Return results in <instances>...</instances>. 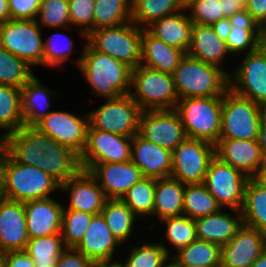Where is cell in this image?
I'll list each match as a JSON object with an SVG mask.
<instances>
[{"instance_id":"cell-62","label":"cell","mask_w":266,"mask_h":267,"mask_svg":"<svg viewBox=\"0 0 266 267\" xmlns=\"http://www.w3.org/2000/svg\"><path fill=\"white\" fill-rule=\"evenodd\" d=\"M251 267H266V249L257 258V260L251 265Z\"/></svg>"},{"instance_id":"cell-42","label":"cell","mask_w":266,"mask_h":267,"mask_svg":"<svg viewBox=\"0 0 266 267\" xmlns=\"http://www.w3.org/2000/svg\"><path fill=\"white\" fill-rule=\"evenodd\" d=\"M93 214L63 209L60 234L66 248H75L83 238Z\"/></svg>"},{"instance_id":"cell-48","label":"cell","mask_w":266,"mask_h":267,"mask_svg":"<svg viewBox=\"0 0 266 267\" xmlns=\"http://www.w3.org/2000/svg\"><path fill=\"white\" fill-rule=\"evenodd\" d=\"M58 35L65 37V40L67 42V44H66L67 46L65 45L63 47L62 45L58 44V41H59L57 39V38H59ZM61 36H60V38H62ZM43 45H44L43 65H47V66H53V67L56 66L57 67V66L61 65V63L68 60L69 55L73 51L72 39L68 38V36L66 34H63V33L52 34V36H49L47 41L43 42Z\"/></svg>"},{"instance_id":"cell-19","label":"cell","mask_w":266,"mask_h":267,"mask_svg":"<svg viewBox=\"0 0 266 267\" xmlns=\"http://www.w3.org/2000/svg\"><path fill=\"white\" fill-rule=\"evenodd\" d=\"M70 193L67 208L97 215L102 212L107 200L102 188L89 171L80 170L75 176L60 185V190Z\"/></svg>"},{"instance_id":"cell-54","label":"cell","mask_w":266,"mask_h":267,"mask_svg":"<svg viewBox=\"0 0 266 267\" xmlns=\"http://www.w3.org/2000/svg\"><path fill=\"white\" fill-rule=\"evenodd\" d=\"M212 28L214 32L224 41H227V37L230 33V26L231 23L228 18H222L218 20L217 22L213 23Z\"/></svg>"},{"instance_id":"cell-32","label":"cell","mask_w":266,"mask_h":267,"mask_svg":"<svg viewBox=\"0 0 266 267\" xmlns=\"http://www.w3.org/2000/svg\"><path fill=\"white\" fill-rule=\"evenodd\" d=\"M172 260L179 266L221 267V247L196 239L177 251Z\"/></svg>"},{"instance_id":"cell-37","label":"cell","mask_w":266,"mask_h":267,"mask_svg":"<svg viewBox=\"0 0 266 267\" xmlns=\"http://www.w3.org/2000/svg\"><path fill=\"white\" fill-rule=\"evenodd\" d=\"M93 30L131 21V0H95Z\"/></svg>"},{"instance_id":"cell-49","label":"cell","mask_w":266,"mask_h":267,"mask_svg":"<svg viewBox=\"0 0 266 267\" xmlns=\"http://www.w3.org/2000/svg\"><path fill=\"white\" fill-rule=\"evenodd\" d=\"M11 20H36L41 0H8Z\"/></svg>"},{"instance_id":"cell-58","label":"cell","mask_w":266,"mask_h":267,"mask_svg":"<svg viewBox=\"0 0 266 267\" xmlns=\"http://www.w3.org/2000/svg\"><path fill=\"white\" fill-rule=\"evenodd\" d=\"M10 20V9L8 0H0V24Z\"/></svg>"},{"instance_id":"cell-43","label":"cell","mask_w":266,"mask_h":267,"mask_svg":"<svg viewBox=\"0 0 266 267\" xmlns=\"http://www.w3.org/2000/svg\"><path fill=\"white\" fill-rule=\"evenodd\" d=\"M161 221L167 224L165 236L177 251L197 239L195 219L182 214Z\"/></svg>"},{"instance_id":"cell-60","label":"cell","mask_w":266,"mask_h":267,"mask_svg":"<svg viewBox=\"0 0 266 267\" xmlns=\"http://www.w3.org/2000/svg\"><path fill=\"white\" fill-rule=\"evenodd\" d=\"M5 149L0 143V198H2L3 190V163H4Z\"/></svg>"},{"instance_id":"cell-52","label":"cell","mask_w":266,"mask_h":267,"mask_svg":"<svg viewBox=\"0 0 266 267\" xmlns=\"http://www.w3.org/2000/svg\"><path fill=\"white\" fill-rule=\"evenodd\" d=\"M231 24L234 26H245V29L250 32H259L260 25L254 20L246 9L234 13L228 17Z\"/></svg>"},{"instance_id":"cell-4","label":"cell","mask_w":266,"mask_h":267,"mask_svg":"<svg viewBox=\"0 0 266 267\" xmlns=\"http://www.w3.org/2000/svg\"><path fill=\"white\" fill-rule=\"evenodd\" d=\"M60 184L36 166L14 161L5 151L2 197L22 203L49 198Z\"/></svg>"},{"instance_id":"cell-56","label":"cell","mask_w":266,"mask_h":267,"mask_svg":"<svg viewBox=\"0 0 266 267\" xmlns=\"http://www.w3.org/2000/svg\"><path fill=\"white\" fill-rule=\"evenodd\" d=\"M257 142L264 161H266V124L259 125Z\"/></svg>"},{"instance_id":"cell-59","label":"cell","mask_w":266,"mask_h":267,"mask_svg":"<svg viewBox=\"0 0 266 267\" xmlns=\"http://www.w3.org/2000/svg\"><path fill=\"white\" fill-rule=\"evenodd\" d=\"M259 48L266 53V23H262L259 29Z\"/></svg>"},{"instance_id":"cell-17","label":"cell","mask_w":266,"mask_h":267,"mask_svg":"<svg viewBox=\"0 0 266 267\" xmlns=\"http://www.w3.org/2000/svg\"><path fill=\"white\" fill-rule=\"evenodd\" d=\"M266 249V234L243 225L221 247V267H251Z\"/></svg>"},{"instance_id":"cell-28","label":"cell","mask_w":266,"mask_h":267,"mask_svg":"<svg viewBox=\"0 0 266 267\" xmlns=\"http://www.w3.org/2000/svg\"><path fill=\"white\" fill-rule=\"evenodd\" d=\"M227 53L226 42L214 32L211 25L193 24L187 55L220 67Z\"/></svg>"},{"instance_id":"cell-16","label":"cell","mask_w":266,"mask_h":267,"mask_svg":"<svg viewBox=\"0 0 266 267\" xmlns=\"http://www.w3.org/2000/svg\"><path fill=\"white\" fill-rule=\"evenodd\" d=\"M35 127L80 156L86 145L89 115L82 119L69 112L55 110Z\"/></svg>"},{"instance_id":"cell-50","label":"cell","mask_w":266,"mask_h":267,"mask_svg":"<svg viewBox=\"0 0 266 267\" xmlns=\"http://www.w3.org/2000/svg\"><path fill=\"white\" fill-rule=\"evenodd\" d=\"M97 264L74 248H67L57 259L55 267H95Z\"/></svg>"},{"instance_id":"cell-55","label":"cell","mask_w":266,"mask_h":267,"mask_svg":"<svg viewBox=\"0 0 266 267\" xmlns=\"http://www.w3.org/2000/svg\"><path fill=\"white\" fill-rule=\"evenodd\" d=\"M220 1L222 3V10L224 17L226 18L244 9L240 4H238V2H233L231 0H220Z\"/></svg>"},{"instance_id":"cell-53","label":"cell","mask_w":266,"mask_h":267,"mask_svg":"<svg viewBox=\"0 0 266 267\" xmlns=\"http://www.w3.org/2000/svg\"><path fill=\"white\" fill-rule=\"evenodd\" d=\"M245 9L259 25L266 21V0H249Z\"/></svg>"},{"instance_id":"cell-20","label":"cell","mask_w":266,"mask_h":267,"mask_svg":"<svg viewBox=\"0 0 266 267\" xmlns=\"http://www.w3.org/2000/svg\"><path fill=\"white\" fill-rule=\"evenodd\" d=\"M28 240L24 203L0 198V252L24 250Z\"/></svg>"},{"instance_id":"cell-35","label":"cell","mask_w":266,"mask_h":267,"mask_svg":"<svg viewBox=\"0 0 266 267\" xmlns=\"http://www.w3.org/2000/svg\"><path fill=\"white\" fill-rule=\"evenodd\" d=\"M61 234L29 238L25 251L33 259L35 267H55L57 259L66 250Z\"/></svg>"},{"instance_id":"cell-61","label":"cell","mask_w":266,"mask_h":267,"mask_svg":"<svg viewBox=\"0 0 266 267\" xmlns=\"http://www.w3.org/2000/svg\"><path fill=\"white\" fill-rule=\"evenodd\" d=\"M260 124H266V100L257 104Z\"/></svg>"},{"instance_id":"cell-21","label":"cell","mask_w":266,"mask_h":267,"mask_svg":"<svg viewBox=\"0 0 266 267\" xmlns=\"http://www.w3.org/2000/svg\"><path fill=\"white\" fill-rule=\"evenodd\" d=\"M131 161L143 177L160 179L171 176L172 151L146 140L138 133L132 138Z\"/></svg>"},{"instance_id":"cell-7","label":"cell","mask_w":266,"mask_h":267,"mask_svg":"<svg viewBox=\"0 0 266 267\" xmlns=\"http://www.w3.org/2000/svg\"><path fill=\"white\" fill-rule=\"evenodd\" d=\"M131 87L129 95L142 111L175 109L179 101L173 76L143 65L132 68Z\"/></svg>"},{"instance_id":"cell-25","label":"cell","mask_w":266,"mask_h":267,"mask_svg":"<svg viewBox=\"0 0 266 267\" xmlns=\"http://www.w3.org/2000/svg\"><path fill=\"white\" fill-rule=\"evenodd\" d=\"M185 54L184 51L174 48L153 36L146 28L143 29L141 36V65L172 75Z\"/></svg>"},{"instance_id":"cell-67","label":"cell","mask_w":266,"mask_h":267,"mask_svg":"<svg viewBox=\"0 0 266 267\" xmlns=\"http://www.w3.org/2000/svg\"><path fill=\"white\" fill-rule=\"evenodd\" d=\"M2 258H3V253L0 252V267H2Z\"/></svg>"},{"instance_id":"cell-13","label":"cell","mask_w":266,"mask_h":267,"mask_svg":"<svg viewBox=\"0 0 266 267\" xmlns=\"http://www.w3.org/2000/svg\"><path fill=\"white\" fill-rule=\"evenodd\" d=\"M132 138L100 131L89 124L86 145L79 156L81 169L87 170L98 163L131 161Z\"/></svg>"},{"instance_id":"cell-9","label":"cell","mask_w":266,"mask_h":267,"mask_svg":"<svg viewBox=\"0 0 266 267\" xmlns=\"http://www.w3.org/2000/svg\"><path fill=\"white\" fill-rule=\"evenodd\" d=\"M142 110L127 95L109 98L89 113V124L97 130L133 137L138 133L139 118Z\"/></svg>"},{"instance_id":"cell-15","label":"cell","mask_w":266,"mask_h":267,"mask_svg":"<svg viewBox=\"0 0 266 267\" xmlns=\"http://www.w3.org/2000/svg\"><path fill=\"white\" fill-rule=\"evenodd\" d=\"M237 68L229 75V89L256 104L266 100V53L260 48L246 53Z\"/></svg>"},{"instance_id":"cell-11","label":"cell","mask_w":266,"mask_h":267,"mask_svg":"<svg viewBox=\"0 0 266 267\" xmlns=\"http://www.w3.org/2000/svg\"><path fill=\"white\" fill-rule=\"evenodd\" d=\"M214 157L215 145L187 137L172 151L171 177L183 184H202Z\"/></svg>"},{"instance_id":"cell-36","label":"cell","mask_w":266,"mask_h":267,"mask_svg":"<svg viewBox=\"0 0 266 267\" xmlns=\"http://www.w3.org/2000/svg\"><path fill=\"white\" fill-rule=\"evenodd\" d=\"M221 206L215 197L202 184H185L183 214L197 219L218 212Z\"/></svg>"},{"instance_id":"cell-39","label":"cell","mask_w":266,"mask_h":267,"mask_svg":"<svg viewBox=\"0 0 266 267\" xmlns=\"http://www.w3.org/2000/svg\"><path fill=\"white\" fill-rule=\"evenodd\" d=\"M155 178L142 177L122 196L121 200L136 216L153 215ZM147 215V216H146Z\"/></svg>"},{"instance_id":"cell-38","label":"cell","mask_w":266,"mask_h":267,"mask_svg":"<svg viewBox=\"0 0 266 267\" xmlns=\"http://www.w3.org/2000/svg\"><path fill=\"white\" fill-rule=\"evenodd\" d=\"M23 125L21 89L0 85V127L7 129V133L1 134V138L6 134L18 131Z\"/></svg>"},{"instance_id":"cell-10","label":"cell","mask_w":266,"mask_h":267,"mask_svg":"<svg viewBox=\"0 0 266 267\" xmlns=\"http://www.w3.org/2000/svg\"><path fill=\"white\" fill-rule=\"evenodd\" d=\"M36 20H8L0 24V46L29 66L43 65L44 45Z\"/></svg>"},{"instance_id":"cell-45","label":"cell","mask_w":266,"mask_h":267,"mask_svg":"<svg viewBox=\"0 0 266 267\" xmlns=\"http://www.w3.org/2000/svg\"><path fill=\"white\" fill-rule=\"evenodd\" d=\"M185 8L190 9L189 17L195 24L212 25L225 18L220 0H184Z\"/></svg>"},{"instance_id":"cell-63","label":"cell","mask_w":266,"mask_h":267,"mask_svg":"<svg viewBox=\"0 0 266 267\" xmlns=\"http://www.w3.org/2000/svg\"><path fill=\"white\" fill-rule=\"evenodd\" d=\"M105 267H122L119 262H107L105 263Z\"/></svg>"},{"instance_id":"cell-24","label":"cell","mask_w":266,"mask_h":267,"mask_svg":"<svg viewBox=\"0 0 266 267\" xmlns=\"http://www.w3.org/2000/svg\"><path fill=\"white\" fill-rule=\"evenodd\" d=\"M118 244H121L120 241L111 233L100 213L92 217L83 238L74 249L99 264L113 260L115 247Z\"/></svg>"},{"instance_id":"cell-66","label":"cell","mask_w":266,"mask_h":267,"mask_svg":"<svg viewBox=\"0 0 266 267\" xmlns=\"http://www.w3.org/2000/svg\"><path fill=\"white\" fill-rule=\"evenodd\" d=\"M165 267H176L172 262L167 263Z\"/></svg>"},{"instance_id":"cell-65","label":"cell","mask_w":266,"mask_h":267,"mask_svg":"<svg viewBox=\"0 0 266 267\" xmlns=\"http://www.w3.org/2000/svg\"><path fill=\"white\" fill-rule=\"evenodd\" d=\"M176 267H200V266H179L173 260H170Z\"/></svg>"},{"instance_id":"cell-2","label":"cell","mask_w":266,"mask_h":267,"mask_svg":"<svg viewBox=\"0 0 266 267\" xmlns=\"http://www.w3.org/2000/svg\"><path fill=\"white\" fill-rule=\"evenodd\" d=\"M83 53L77 60L86 81L92 87V93L108 98L127 95L131 91L132 68L110 55L84 45Z\"/></svg>"},{"instance_id":"cell-33","label":"cell","mask_w":266,"mask_h":267,"mask_svg":"<svg viewBox=\"0 0 266 267\" xmlns=\"http://www.w3.org/2000/svg\"><path fill=\"white\" fill-rule=\"evenodd\" d=\"M243 225L266 234V189L249 178L241 209Z\"/></svg>"},{"instance_id":"cell-14","label":"cell","mask_w":266,"mask_h":267,"mask_svg":"<svg viewBox=\"0 0 266 267\" xmlns=\"http://www.w3.org/2000/svg\"><path fill=\"white\" fill-rule=\"evenodd\" d=\"M138 134L171 151L187 138L185 128L175 109L142 111Z\"/></svg>"},{"instance_id":"cell-12","label":"cell","mask_w":266,"mask_h":267,"mask_svg":"<svg viewBox=\"0 0 266 267\" xmlns=\"http://www.w3.org/2000/svg\"><path fill=\"white\" fill-rule=\"evenodd\" d=\"M249 177L242 171L214 157L208 166L204 185L222 207L232 212L241 211L244 203L245 187Z\"/></svg>"},{"instance_id":"cell-57","label":"cell","mask_w":266,"mask_h":267,"mask_svg":"<svg viewBox=\"0 0 266 267\" xmlns=\"http://www.w3.org/2000/svg\"><path fill=\"white\" fill-rule=\"evenodd\" d=\"M259 186L266 189V161L260 166L257 172L251 177Z\"/></svg>"},{"instance_id":"cell-27","label":"cell","mask_w":266,"mask_h":267,"mask_svg":"<svg viewBox=\"0 0 266 267\" xmlns=\"http://www.w3.org/2000/svg\"><path fill=\"white\" fill-rule=\"evenodd\" d=\"M193 24L189 15L176 12L152 22L146 29L166 44L187 53L191 44Z\"/></svg>"},{"instance_id":"cell-6","label":"cell","mask_w":266,"mask_h":267,"mask_svg":"<svg viewBox=\"0 0 266 267\" xmlns=\"http://www.w3.org/2000/svg\"><path fill=\"white\" fill-rule=\"evenodd\" d=\"M143 29L129 21L120 26L94 29L86 35V39L93 49L135 68L141 65Z\"/></svg>"},{"instance_id":"cell-40","label":"cell","mask_w":266,"mask_h":267,"mask_svg":"<svg viewBox=\"0 0 266 267\" xmlns=\"http://www.w3.org/2000/svg\"><path fill=\"white\" fill-rule=\"evenodd\" d=\"M31 66L0 46V85L21 89L34 75Z\"/></svg>"},{"instance_id":"cell-51","label":"cell","mask_w":266,"mask_h":267,"mask_svg":"<svg viewBox=\"0 0 266 267\" xmlns=\"http://www.w3.org/2000/svg\"><path fill=\"white\" fill-rule=\"evenodd\" d=\"M2 267H35V265L25 250H17L3 253Z\"/></svg>"},{"instance_id":"cell-3","label":"cell","mask_w":266,"mask_h":267,"mask_svg":"<svg viewBox=\"0 0 266 267\" xmlns=\"http://www.w3.org/2000/svg\"><path fill=\"white\" fill-rule=\"evenodd\" d=\"M172 76L179 99L223 97L229 89L228 72L187 54L181 59Z\"/></svg>"},{"instance_id":"cell-41","label":"cell","mask_w":266,"mask_h":267,"mask_svg":"<svg viewBox=\"0 0 266 267\" xmlns=\"http://www.w3.org/2000/svg\"><path fill=\"white\" fill-rule=\"evenodd\" d=\"M169 250L162 243H146L133 247L122 267H165L170 257Z\"/></svg>"},{"instance_id":"cell-29","label":"cell","mask_w":266,"mask_h":267,"mask_svg":"<svg viewBox=\"0 0 266 267\" xmlns=\"http://www.w3.org/2000/svg\"><path fill=\"white\" fill-rule=\"evenodd\" d=\"M185 184L173 177L155 179L153 215L160 220L183 214Z\"/></svg>"},{"instance_id":"cell-26","label":"cell","mask_w":266,"mask_h":267,"mask_svg":"<svg viewBox=\"0 0 266 267\" xmlns=\"http://www.w3.org/2000/svg\"><path fill=\"white\" fill-rule=\"evenodd\" d=\"M236 214L235 218L220 210L195 219L197 239L224 246L243 226L241 211L237 210Z\"/></svg>"},{"instance_id":"cell-18","label":"cell","mask_w":266,"mask_h":267,"mask_svg":"<svg viewBox=\"0 0 266 267\" xmlns=\"http://www.w3.org/2000/svg\"><path fill=\"white\" fill-rule=\"evenodd\" d=\"M86 171L97 180L107 199H121L143 177L132 161L92 164Z\"/></svg>"},{"instance_id":"cell-1","label":"cell","mask_w":266,"mask_h":267,"mask_svg":"<svg viewBox=\"0 0 266 267\" xmlns=\"http://www.w3.org/2000/svg\"><path fill=\"white\" fill-rule=\"evenodd\" d=\"M6 153L18 163L36 166L60 185L80 170L79 155L35 126H22L0 138Z\"/></svg>"},{"instance_id":"cell-5","label":"cell","mask_w":266,"mask_h":267,"mask_svg":"<svg viewBox=\"0 0 266 267\" xmlns=\"http://www.w3.org/2000/svg\"><path fill=\"white\" fill-rule=\"evenodd\" d=\"M223 97H192L179 99L175 110L180 116L188 138L219 141Z\"/></svg>"},{"instance_id":"cell-23","label":"cell","mask_w":266,"mask_h":267,"mask_svg":"<svg viewBox=\"0 0 266 267\" xmlns=\"http://www.w3.org/2000/svg\"><path fill=\"white\" fill-rule=\"evenodd\" d=\"M215 156L251 178L264 163L257 140L219 139Z\"/></svg>"},{"instance_id":"cell-22","label":"cell","mask_w":266,"mask_h":267,"mask_svg":"<svg viewBox=\"0 0 266 267\" xmlns=\"http://www.w3.org/2000/svg\"><path fill=\"white\" fill-rule=\"evenodd\" d=\"M24 208L29 238L60 233L64 205L54 198L28 201L24 203Z\"/></svg>"},{"instance_id":"cell-30","label":"cell","mask_w":266,"mask_h":267,"mask_svg":"<svg viewBox=\"0 0 266 267\" xmlns=\"http://www.w3.org/2000/svg\"><path fill=\"white\" fill-rule=\"evenodd\" d=\"M51 93L52 91L43 86L35 75L21 88V115L24 126H36L49 115L51 111L40 112L39 108H48L51 105Z\"/></svg>"},{"instance_id":"cell-47","label":"cell","mask_w":266,"mask_h":267,"mask_svg":"<svg viewBox=\"0 0 266 267\" xmlns=\"http://www.w3.org/2000/svg\"><path fill=\"white\" fill-rule=\"evenodd\" d=\"M95 0H69L70 25L81 26L84 38L93 30Z\"/></svg>"},{"instance_id":"cell-44","label":"cell","mask_w":266,"mask_h":267,"mask_svg":"<svg viewBox=\"0 0 266 267\" xmlns=\"http://www.w3.org/2000/svg\"><path fill=\"white\" fill-rule=\"evenodd\" d=\"M38 16V24L50 28L69 27V0H41Z\"/></svg>"},{"instance_id":"cell-31","label":"cell","mask_w":266,"mask_h":267,"mask_svg":"<svg viewBox=\"0 0 266 267\" xmlns=\"http://www.w3.org/2000/svg\"><path fill=\"white\" fill-rule=\"evenodd\" d=\"M182 10L186 11L184 0H131V21L146 28L152 22Z\"/></svg>"},{"instance_id":"cell-64","label":"cell","mask_w":266,"mask_h":267,"mask_svg":"<svg viewBox=\"0 0 266 267\" xmlns=\"http://www.w3.org/2000/svg\"><path fill=\"white\" fill-rule=\"evenodd\" d=\"M233 2H238L244 9L246 8L249 0H231Z\"/></svg>"},{"instance_id":"cell-34","label":"cell","mask_w":266,"mask_h":267,"mask_svg":"<svg viewBox=\"0 0 266 267\" xmlns=\"http://www.w3.org/2000/svg\"><path fill=\"white\" fill-rule=\"evenodd\" d=\"M101 214L111 233L123 243L133 231L134 219L137 216L121 199H107Z\"/></svg>"},{"instance_id":"cell-68","label":"cell","mask_w":266,"mask_h":267,"mask_svg":"<svg viewBox=\"0 0 266 267\" xmlns=\"http://www.w3.org/2000/svg\"><path fill=\"white\" fill-rule=\"evenodd\" d=\"M95 267H105V263H99Z\"/></svg>"},{"instance_id":"cell-46","label":"cell","mask_w":266,"mask_h":267,"mask_svg":"<svg viewBox=\"0 0 266 267\" xmlns=\"http://www.w3.org/2000/svg\"><path fill=\"white\" fill-rule=\"evenodd\" d=\"M230 33L227 37L226 47L229 54L239 52H252L259 48V32H250L245 26H234L231 24Z\"/></svg>"},{"instance_id":"cell-8","label":"cell","mask_w":266,"mask_h":267,"mask_svg":"<svg viewBox=\"0 0 266 267\" xmlns=\"http://www.w3.org/2000/svg\"><path fill=\"white\" fill-rule=\"evenodd\" d=\"M259 125L257 104L228 89L223 95L219 139L257 140Z\"/></svg>"}]
</instances>
